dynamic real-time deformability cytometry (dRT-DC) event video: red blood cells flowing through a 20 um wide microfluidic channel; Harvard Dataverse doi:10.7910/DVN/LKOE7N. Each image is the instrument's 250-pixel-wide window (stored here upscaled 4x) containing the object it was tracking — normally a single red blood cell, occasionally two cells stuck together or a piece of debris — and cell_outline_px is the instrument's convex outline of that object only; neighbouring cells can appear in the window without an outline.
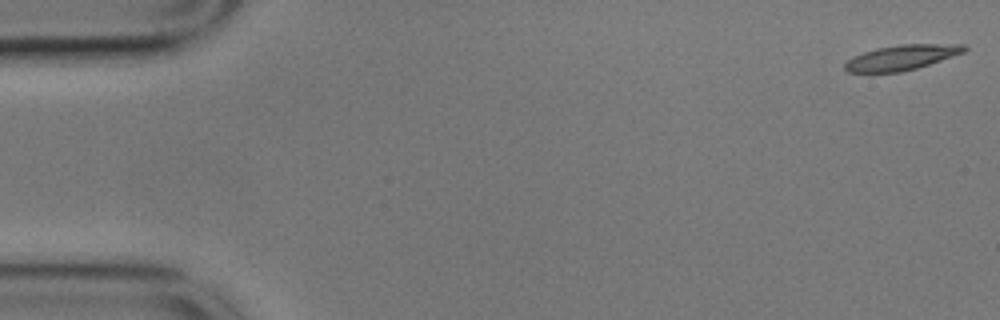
{"species": "common noctule bat (a hibernating species)", "species_latin": "Nyctalus noctula", "temperature_condition": "cold", "stored_images_in_passage": 56, "camera_frame_rate_fps": 3000, "um_per_image_px": 0.085, "animal": {"sex": "male", "body_mass_g": 17.9}, "frame": {"image": 1, "passage_image": 1, "time_ms": 0.0, "image_size_px": [1000, 320], "cell_outline_px": [[968, 48], [964, 52], [916, 68], [900, 72], [848, 72], [844, 68], [844, 64], [848, 60], [864, 52], [876, 48], [900, 44], [964, 44]], "centroid_in_image_um": [76.64, 4.88], "position_along_channel_um": 8.4, "area_um2": 17.17}}
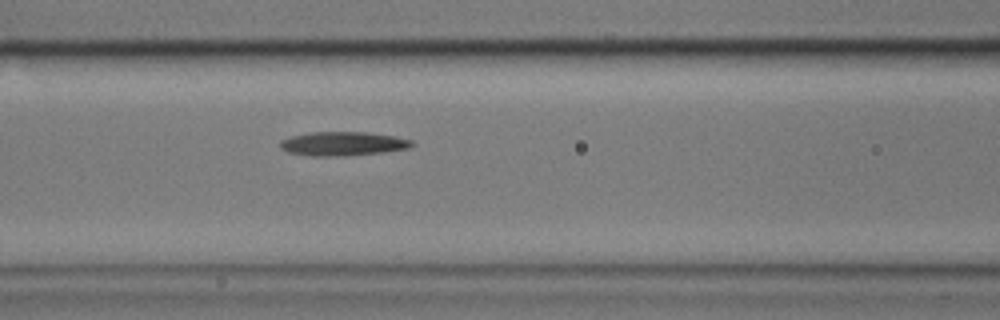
{"frame": {"image": 2, "passage_image": 23, "time_ms": 7.333, "image_size_px": [1000, 320], "cell_outline_px": [[416, 144], [412, 148], [384, 152], [344, 156], [312, 156], [288, 152], [280, 148], [280, 140], [292, 136], [312, 132], [364, 132], [396, 136], [412, 140]], "centroid_in_image_um": [29.2, 12.22], "position_along_channel_um": 137.4, "area_um2": 18.55}}
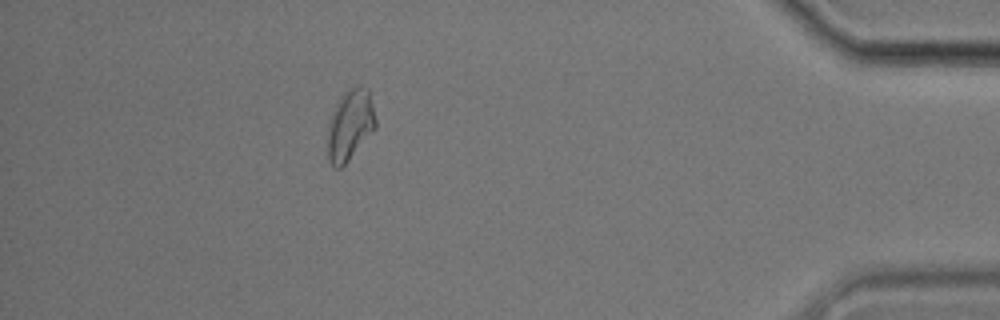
{"frame": {"image": 3, "passage_image": 50, "time_ms": 16.333, "image_size_px": [1000, 320], "cell_outline_px": [[376, 128], [348, 160], [340, 168], [336, 168], [328, 160], [328, 120], [336, 104], [348, 88], [356, 84], [360, 84], [368, 88], [376, 120]], "centroid_in_image_um": [29.76, 10.58], "position_along_channel_um": 405.4, "area_um2": 19.77}, "authors_computed_cell_mechanics": {"area_um2": 18.2648, "velocity_mm_per_s": 3.5307, "shape_relaxation_time_tau1_ms": 3.6603, "shape_relaxation_time_tau2_ms": null, "deformation_change_tau1": 0.15, "deformation_change_tau2": null}}